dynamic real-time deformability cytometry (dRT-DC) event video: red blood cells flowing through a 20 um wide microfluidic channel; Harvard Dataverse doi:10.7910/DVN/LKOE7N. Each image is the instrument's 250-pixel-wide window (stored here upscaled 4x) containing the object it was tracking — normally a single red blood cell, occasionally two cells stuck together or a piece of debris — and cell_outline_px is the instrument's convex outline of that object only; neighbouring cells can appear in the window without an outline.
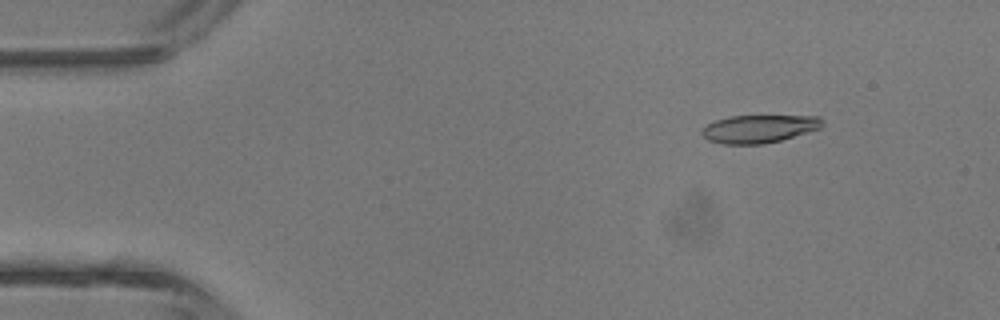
{"species": "common noctule bat (a hibernating species)", "species_latin": "Nyctalus noctula", "temperature_condition": "room temperature", "stored_images_in_passage": 3, "camera_frame_rate_fps": 3000, "um_per_image_px": 0.085, "animal": {"sex": "male", "body_mass_g": 13.3}, "frame": {"image": 1, "passage_image": 2, "time_ms": 1.0, "image_size_px": [1000, 320], "cell_outline_px": [[824, 120], [820, 128], [808, 132], [780, 140], [764, 144], [724, 144], [708, 140], [700, 132], [708, 124], [716, 120], [728, 116], [820, 116]], "centroid_in_image_um": [64.52, 10.94], "position_along_channel_um": 20.5, "area_um2": 19.48}}